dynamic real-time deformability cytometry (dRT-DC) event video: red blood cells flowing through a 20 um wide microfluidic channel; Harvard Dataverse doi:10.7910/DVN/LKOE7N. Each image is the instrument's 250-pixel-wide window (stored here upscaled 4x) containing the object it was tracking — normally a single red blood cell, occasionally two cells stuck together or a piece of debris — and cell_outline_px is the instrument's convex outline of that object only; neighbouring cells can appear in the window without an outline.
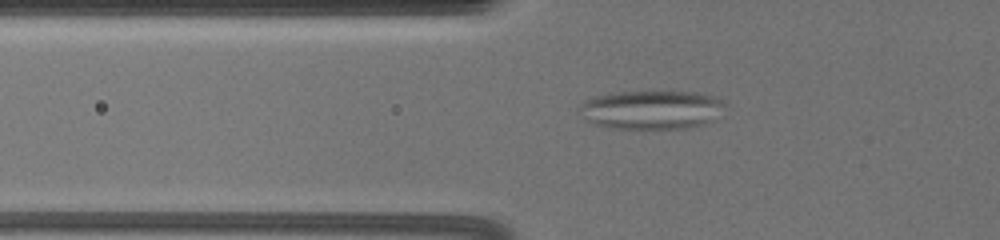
{"species": "common noctule bat (a hibernating species)", "species_latin": "Nyctalus noctula", "temperature_condition": "warm", "stored_images_in_passage": 50, "camera_frame_rate_fps": 3000, "um_per_image_px": 0.085, "animal": {"sex": "female", "body_mass_g": 19.5, "forearm_length_mm": 54.1}, "frame": {"image": 1, "passage_image": 12, "time_ms": 3.667, "image_size_px": [1000, 240], "cell_outline_px": [[724, 104], [712, 120], [704, 124], [688, 128], [616, 128], [596, 124], [584, 120], [576, 112], [580, 104], [596, 96], [620, 92], [692, 92], [712, 96], [720, 100]], "centroid_in_image_um": [55.29, 9.33], "position_along_channel_um": 70.5, "area_um2": 32.37}}
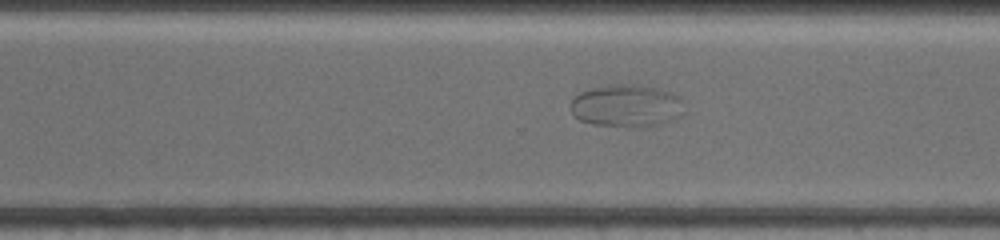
{"frame": {"image": 2, "passage_image": 34, "time_ms": 11.0, "image_size_px": [1000, 240], "cell_outline_px": [[680, 116], [672, 120], [660, 124], [640, 128], [592, 124], [580, 120], [572, 112], [572, 100], [580, 92], [592, 88], [612, 84], [636, 84], [656, 88], [672, 92], [680, 96]], "centroid_in_image_um": [53.25, 8.99], "position_along_channel_um": 317.4, "area_um2": 27.98}}
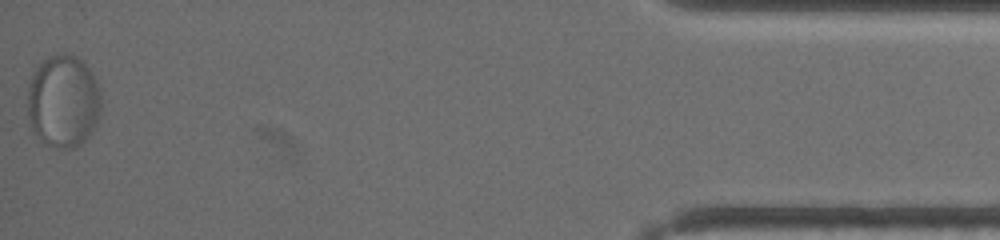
{"frame": {"image": 3, "passage_image": 50, "time_ms": 16.333, "image_size_px": [1000, 240], "cell_outline_px": [[100, 108], [96, 120], [88, 136], [76, 148], [56, 148], [44, 144], [32, 128], [28, 112], [28, 92], [32, 72], [44, 60], [52, 56], [64, 52], [76, 56], [92, 72], [100, 96]], "centroid_in_image_um": [5.35, 8.61], "position_along_channel_um": 429.8, "area_um2": 39.25}}